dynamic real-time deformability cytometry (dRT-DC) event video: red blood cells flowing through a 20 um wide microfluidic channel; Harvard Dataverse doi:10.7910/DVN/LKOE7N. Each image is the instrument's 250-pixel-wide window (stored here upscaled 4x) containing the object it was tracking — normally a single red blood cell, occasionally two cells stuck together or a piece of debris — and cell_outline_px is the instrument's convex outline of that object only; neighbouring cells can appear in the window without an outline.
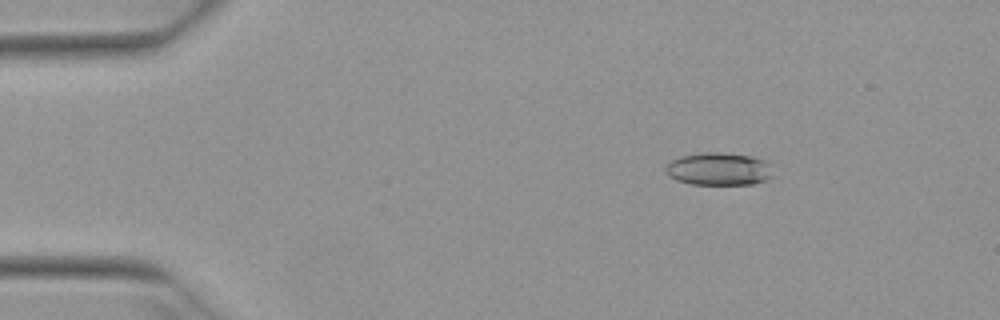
{"species": "Egyptian fruit bat (a non-hibernating species)", "species_latin": "Rousettus aegyptiacus", "temperature_condition": "warm", "stored_images_in_passage": 5, "camera_frame_rate_fps": 3000, "um_per_image_px": 0.085, "animal": {"sex": "female"}, "frame": {"image": 1, "passage_image": 2, "time_ms": 0.333, "image_size_px": [1000, 320], "cell_outline_px": [[772, 176], [764, 180], [752, 184], [692, 184], [676, 180], [668, 176], [664, 172], [664, 168], [672, 160], [680, 156], [704, 152], [720, 152], [752, 156], [764, 160], [768, 164]], "centroid_in_image_um": [61.04, 14.36], "position_along_channel_um": 24.0, "area_um2": 20.4}}
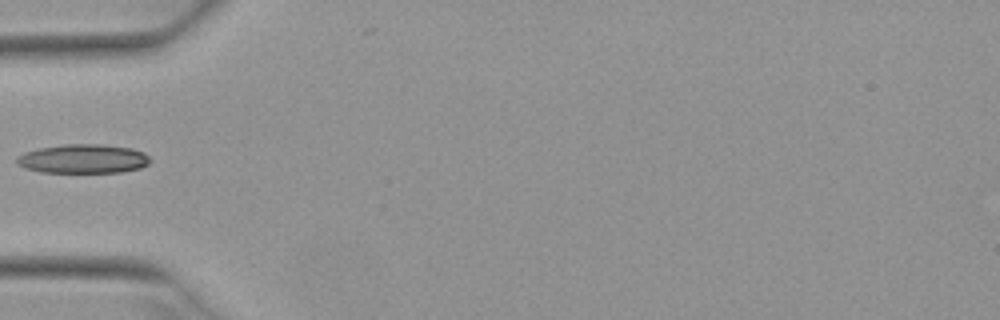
{"frame": {"image": 2, "passage_image": 5, "time_ms": 1.333, "image_size_px": [1000, 320], "cell_outline_px": [[148, 164], [140, 168], [120, 172], [40, 172], [24, 168], [16, 164], [16, 156], [24, 152], [40, 148], [64, 144], [104, 144], [132, 148], [144, 152], [148, 156]], "centroid_in_image_um": [7.03, 13.49], "position_along_channel_um": 78.0, "area_um2": 22.66}}